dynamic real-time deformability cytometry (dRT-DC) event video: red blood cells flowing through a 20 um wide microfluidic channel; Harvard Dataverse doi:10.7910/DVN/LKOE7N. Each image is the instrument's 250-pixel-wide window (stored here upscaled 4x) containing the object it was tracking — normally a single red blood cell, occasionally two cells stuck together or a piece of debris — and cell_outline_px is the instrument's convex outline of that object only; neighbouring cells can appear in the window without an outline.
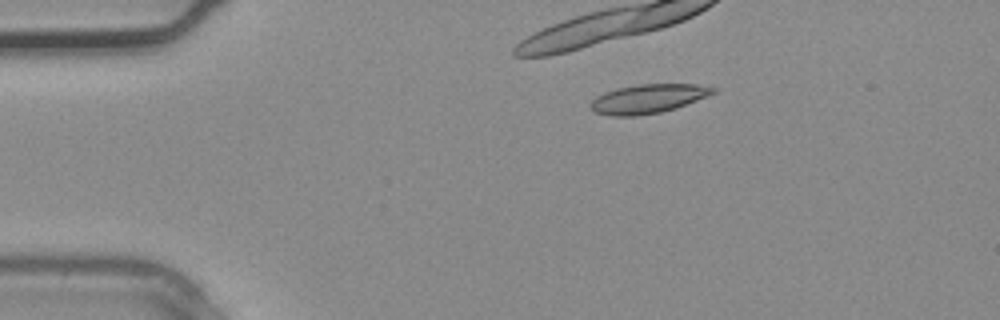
{"species": "common noctule bat (a hibernating species)", "species_latin": "Nyctalus noctula", "temperature_condition": "warm", "stored_images_in_passage": 2, "camera_frame_rate_fps": 3000, "um_per_image_px": 0.085, "animal": {"sex": "male", "body_mass_g": 20.4}, "frame": {"image": 1, "passage_image": 1, "time_ms": 0.0, "image_size_px": [1000, 320], "cell_outline_px": [[716, 92], [708, 96], [676, 108], [660, 112], [636, 116], [612, 116], [596, 112], [592, 108], [592, 100], [596, 96], [604, 92], [616, 88], [640, 84], [696, 84], [716, 88]], "centroid_in_image_um": [55.1, 8.39], "position_along_channel_um": 29.9, "area_um2": 20.58}}